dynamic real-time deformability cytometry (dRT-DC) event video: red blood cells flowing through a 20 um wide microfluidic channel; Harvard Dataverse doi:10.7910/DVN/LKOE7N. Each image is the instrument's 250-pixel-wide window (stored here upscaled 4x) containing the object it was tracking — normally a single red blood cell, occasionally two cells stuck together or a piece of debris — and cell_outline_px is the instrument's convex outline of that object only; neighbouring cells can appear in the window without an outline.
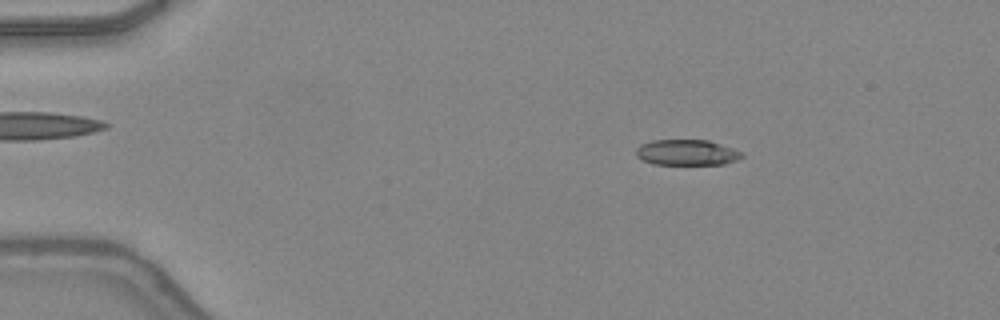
{"species": "common noctule bat (a hibernating species)", "species_latin": "Nyctalus noctula", "temperature_condition": "warm", "stored_images_in_passage": 46, "camera_frame_rate_fps": 3000, "um_per_image_px": 0.085, "animal": {"sex": "female", "body_mass_g": 24.6, "forearm_length_mm": 56.2}, "frame": {"image": 1, "passage_image": 6, "time_ms": 1.667, "image_size_px": [1000, 320], "cell_outline_px": [[744, 156], [736, 160], [724, 164], [652, 164], [640, 160], [636, 156], [636, 148], [640, 144], [652, 140], [708, 140], [744, 152]], "centroid_in_image_um": [58.35, 12.96], "position_along_channel_um": 26.6, "area_um2": 15.95}}
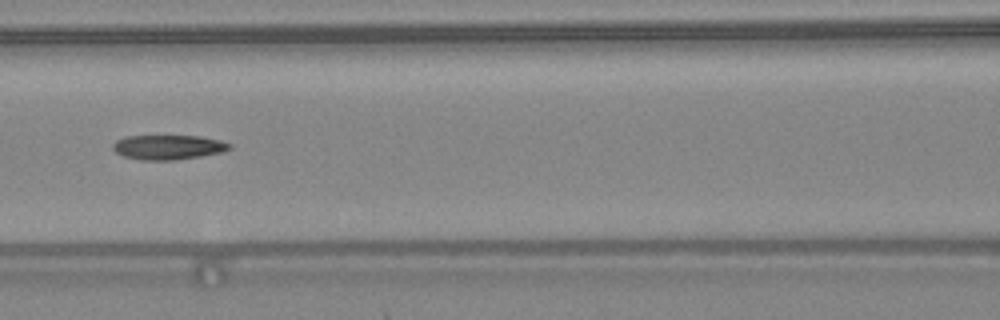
{"frame": {"image": 2, "passage_image": 20, "time_ms": 6.333, "image_size_px": [1000, 320], "cell_outline_px": [[232, 148], [224, 152], [176, 160], [140, 160], [124, 156], [116, 152], [112, 148], [112, 144], [116, 140], [124, 136], [200, 136], [220, 140], [232, 144]], "centroid_in_image_um": [14.31, 12.51], "position_along_channel_um": 152.3, "area_um2": 16.88}}
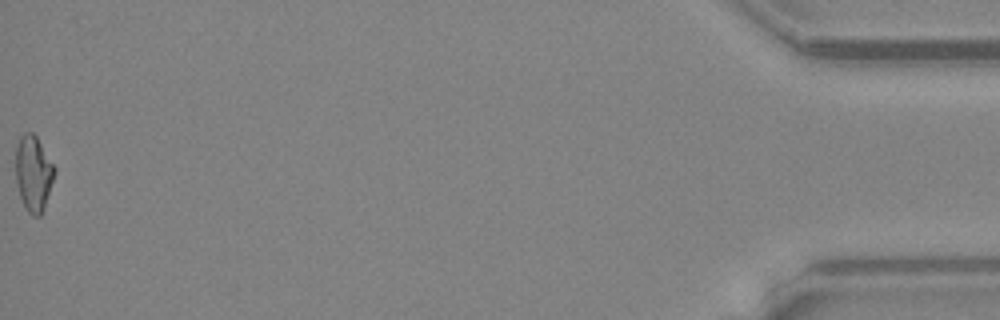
{"frame": {"image": 3, "passage_image": 46, "time_ms": 15.0, "image_size_px": [1000, 320], "cell_outline_px": [[56, 172], [44, 208], [40, 216], [32, 216], [24, 208], [20, 196], [16, 180], [16, 144], [20, 136], [24, 132], [32, 132], [36, 136], [56, 168]], "centroid_in_image_um": [2.84, 14.74], "position_along_channel_um": 432.4, "area_um2": 17.22}, "authors_computed_cell_mechanics": {"area_um2": 16.9643, "velocity_mm_per_s": 4.3741, "shape_relaxation_time_tau1_ms": null, "shape_relaxation_time_tau2_ms": 3.1917, "deformation_change_tau1": null, "deformation_change_tau2": 0.1212}}